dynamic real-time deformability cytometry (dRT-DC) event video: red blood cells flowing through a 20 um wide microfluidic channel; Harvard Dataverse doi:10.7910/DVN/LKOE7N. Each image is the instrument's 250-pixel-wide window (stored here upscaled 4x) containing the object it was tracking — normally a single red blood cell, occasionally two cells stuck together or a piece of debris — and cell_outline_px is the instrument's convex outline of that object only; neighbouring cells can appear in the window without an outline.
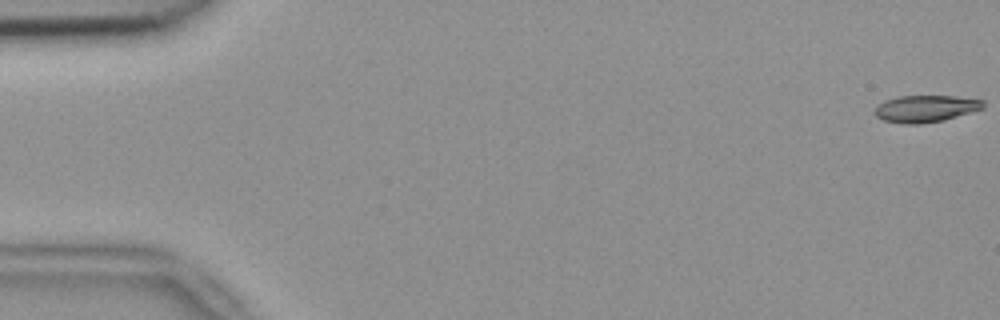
{"species": "common noctule bat (a hibernating species)", "species_latin": "Nyctalus noctula", "temperature_condition": "room temperature", "stored_images_in_passage": 53, "camera_frame_rate_fps": 3000, "um_per_image_px": 0.085, "animal": {"sex": "female", "body_mass_g": 18.4}, "frame": {"image": 1, "passage_image": 1, "time_ms": 0.0, "image_size_px": [1000, 320], "cell_outline_px": [[984, 108], [944, 120], [920, 124], [900, 124], [884, 120], [876, 116], [876, 108], [884, 100], [900, 96], [956, 96], [984, 100]], "centroid_in_image_um": [78.7, 9.24], "position_along_channel_um": 6.3, "area_um2": 16.94}}
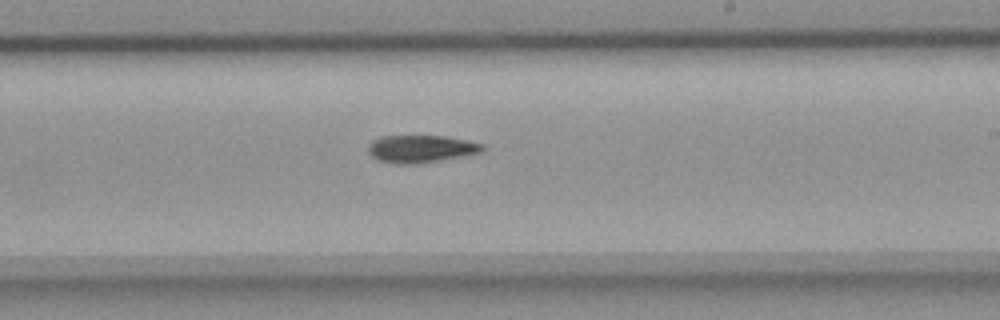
{"frame": {"image": 2, "passage_image": 32, "time_ms": 10.333, "image_size_px": [1000, 320], "cell_outline_px": [[484, 152], [436, 160], [408, 164], [396, 164], [376, 160], [368, 152], [368, 144], [372, 140], [384, 136], [444, 136], [484, 144]], "centroid_in_image_um": [35.73, 12.64], "position_along_channel_um": 253.3, "area_um2": 18.03}}
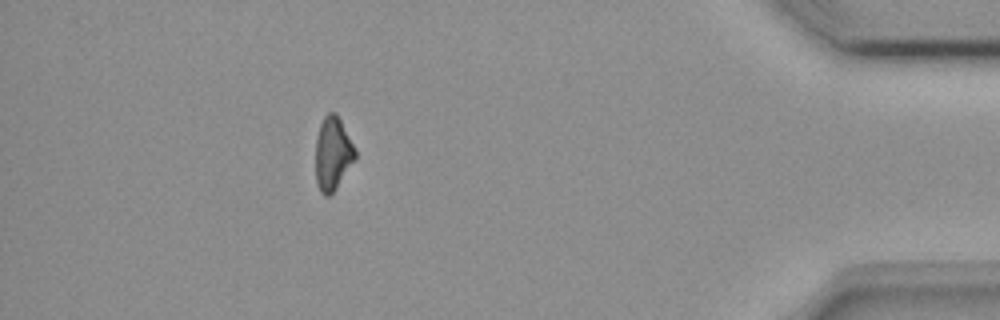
{"frame": {"image": 3, "passage_image": 48, "time_ms": 15.667, "image_size_px": [1000, 320], "cell_outline_px": [[356, 160], [336, 188], [328, 196], [324, 196], [320, 192], [316, 184], [316, 136], [320, 124], [324, 116], [328, 112], [336, 112], [356, 148]], "centroid_in_image_um": [28.29, 13.05], "position_along_channel_um": 406.9, "area_um2": 17.17}, "authors_computed_cell_mechanics": {"area_um2": 17.8602, "velocity_mm_per_s": 3.8253, "shape_relaxation_time_tau1_ms": 7.0332, "shape_relaxation_time_tau2_ms": null, "deformation_change_tau1": 0.1579, "deformation_change_tau2": null}}